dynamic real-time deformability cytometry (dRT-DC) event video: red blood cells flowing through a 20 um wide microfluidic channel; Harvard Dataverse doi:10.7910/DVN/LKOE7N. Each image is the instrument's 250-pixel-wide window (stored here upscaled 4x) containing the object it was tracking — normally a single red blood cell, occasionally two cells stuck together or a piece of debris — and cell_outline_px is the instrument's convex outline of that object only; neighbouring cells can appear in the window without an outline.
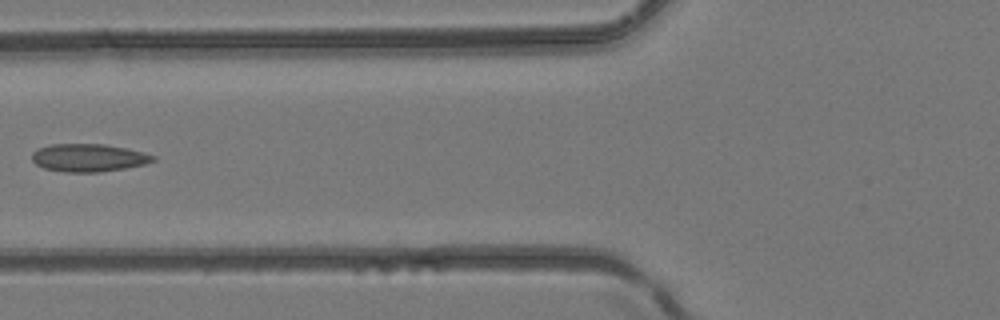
{"species": "common noctule bat (a hibernating species)", "species_latin": "Nyctalus noctula", "temperature_condition": "room temperature", "stored_images_in_passage": 2, "camera_frame_rate_fps": 3000, "um_per_image_px": 0.085, "animal": {"sex": "female", "body_mass_g": 24.6, "forearm_length_mm": 56.2}, "frame": {"image": 1, "passage_image": 2, "time_ms": 0.333, "image_size_px": [1000, 320], "cell_outline_px": [[156, 160], [144, 164], [124, 168], [100, 172], [64, 172], [44, 168], [36, 164], [32, 160], [32, 152], [36, 148], [48, 144], [104, 144], [144, 152], [156, 156]], "centroid_in_image_um": [7.49, 13.4], "position_along_channel_um": 118.3, "area_um2": 19.71}}